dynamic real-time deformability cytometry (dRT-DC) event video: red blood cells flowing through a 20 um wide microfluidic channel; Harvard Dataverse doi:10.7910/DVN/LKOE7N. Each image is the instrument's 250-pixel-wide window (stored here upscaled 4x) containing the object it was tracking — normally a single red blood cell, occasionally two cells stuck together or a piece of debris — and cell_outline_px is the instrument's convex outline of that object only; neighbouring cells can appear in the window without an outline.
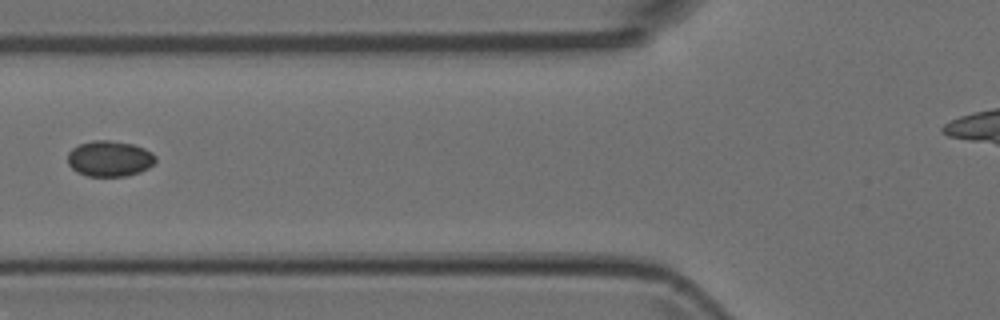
{"species": "Egyptian fruit bat (a non-hibernating species)", "species_latin": "Rousettus aegyptiacus", "temperature_condition": "room temperature", "stored_images_in_passage": 8, "camera_frame_rate_fps": 3000, "um_per_image_px": 0.085, "animal": {"sex": "female"}, "frame": {"image": 1, "passage_image": 7, "time_ms": 2.0, "image_size_px": [1000, 320], "cell_outline_px": [[156, 160], [148, 168], [140, 172], [128, 176], [88, 176], [76, 172], [68, 164], [68, 152], [72, 148], [80, 144], [96, 140], [108, 140], [132, 144], [144, 148], [152, 152], [156, 156]], "centroid_in_image_um": [9.32, 13.49], "position_along_channel_um": 116.5, "area_um2": 18.32}}
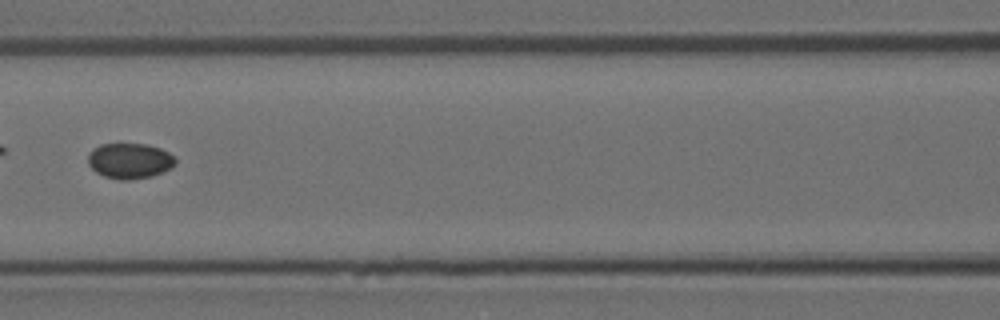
{"frame": {"image": 2, "passage_image": 8, "time_ms": 2.333, "image_size_px": [1000, 320], "cell_outline_px": [[176, 164], [152, 176], [128, 180], [120, 180], [104, 176], [96, 172], [88, 164], [88, 156], [100, 144], [148, 144], [160, 148], [168, 152], [176, 160]], "centroid_in_image_um": [11.02, 13.67], "position_along_channel_um": 155.6, "area_um2": 17.8}}